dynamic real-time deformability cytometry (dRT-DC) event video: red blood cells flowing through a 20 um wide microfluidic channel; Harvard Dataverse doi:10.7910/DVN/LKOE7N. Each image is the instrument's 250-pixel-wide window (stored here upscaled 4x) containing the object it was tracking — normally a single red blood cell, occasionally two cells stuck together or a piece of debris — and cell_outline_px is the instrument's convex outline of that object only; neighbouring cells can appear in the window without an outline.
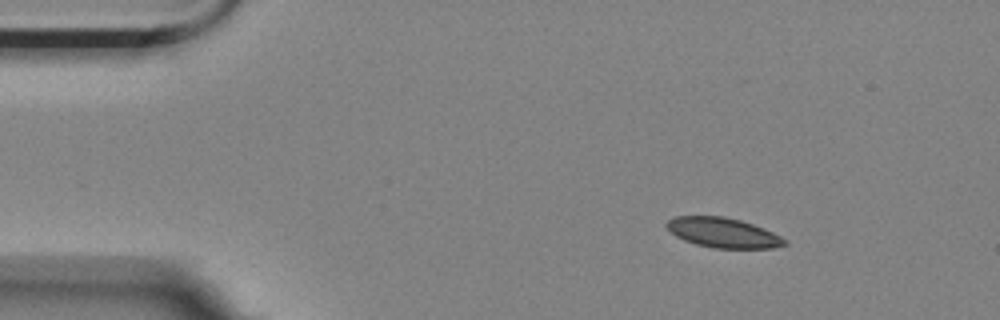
{"species": "Egyptian fruit bat (a non-hibernating species)", "species_latin": "Rousettus aegyptiacus", "temperature_condition": "room temperature", "stored_images_in_passage": 6, "camera_frame_rate_fps": 3000, "um_per_image_px": 0.085, "animal": {"sex": "female"}, "frame": {"image": 1, "passage_image": 2, "time_ms": 0.333, "image_size_px": [1000, 320], "cell_outline_px": [[788, 244], [772, 248], [712, 248], [696, 244], [684, 240], [676, 236], [664, 224], [672, 216], [724, 216], [740, 220], [764, 228], [788, 240]], "centroid_in_image_um": [61.46, 19.77], "position_along_channel_um": 23.5, "area_um2": 20.58}}
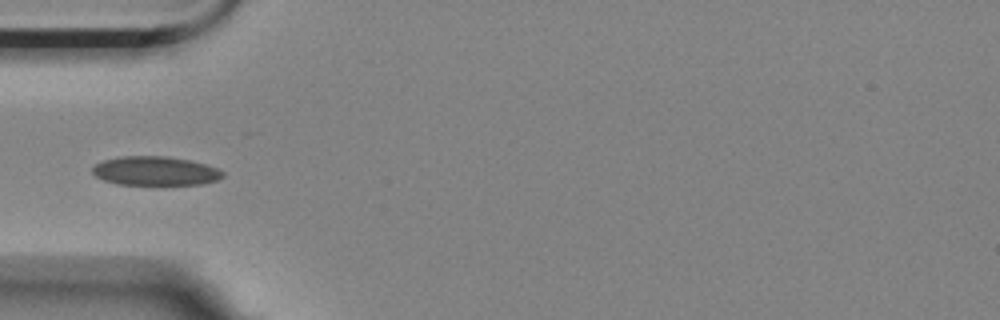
{"frame": {"image": 2, "passage_image": 5, "time_ms": 1.333, "image_size_px": [1000, 320], "cell_outline_px": [[224, 176], [216, 180], [204, 184], [116, 184], [104, 180], [96, 176], [92, 172], [92, 168], [96, 164], [104, 160], [120, 156], [164, 156], [188, 160], [220, 168], [224, 172]], "centroid_in_image_um": [13.21, 14.53], "position_along_channel_um": 71.8, "area_um2": 21.91}}
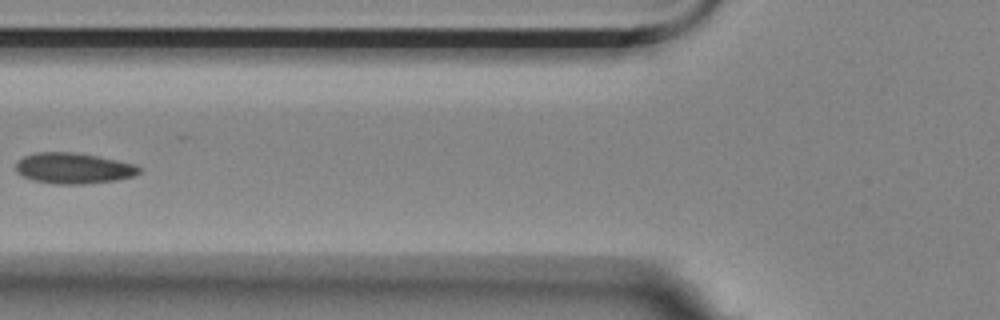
{"frame": {"image": 3, "passage_image": 6, "time_ms": 1.667, "image_size_px": [1000, 320], "cell_outline_px": [[140, 172], [136, 176], [116, 180], [84, 184], [56, 184], [32, 180], [16, 172], [16, 164], [24, 156], [36, 152], [72, 152], [96, 156], [116, 160], [132, 164], [140, 168]], "centroid_in_image_um": [6.24, 14.31], "position_along_channel_um": 119.6, "area_um2": 21.96}}